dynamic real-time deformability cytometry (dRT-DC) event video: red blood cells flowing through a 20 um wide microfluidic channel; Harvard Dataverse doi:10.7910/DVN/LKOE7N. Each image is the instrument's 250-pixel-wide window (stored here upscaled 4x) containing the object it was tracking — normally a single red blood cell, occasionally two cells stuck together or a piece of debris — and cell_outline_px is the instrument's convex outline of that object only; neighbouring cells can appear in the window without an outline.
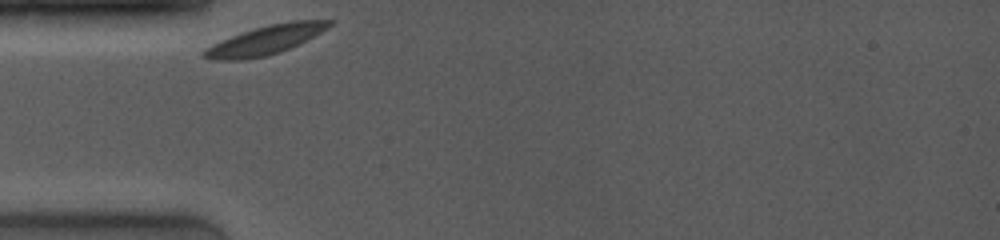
{"species": "common noctule bat (a hibernating species)", "species_latin": "Nyctalus noctula", "temperature_condition": "room temperature", "stored_images_in_passage": 20, "camera_frame_rate_fps": 4000, "um_per_image_px": 0.085, "animal": {"sex": "female", "body_mass_g": 19.0, "forearm_length_mm": 53.3}, "frame": {"image": 1, "passage_image": 1, "time_ms": 0.0, "image_size_px": [1000, 240], "cell_outline_px": [[332, 24], [320, 32], [288, 48], [264, 56], [244, 60], [212, 60], [200, 56], [200, 52], [204, 48], [212, 44], [240, 32], [268, 24], [292, 20], [332, 20]], "centroid_in_image_um": [22.44, 3.4], "position_along_channel_um": 62.6, "area_um2": 20.92}}
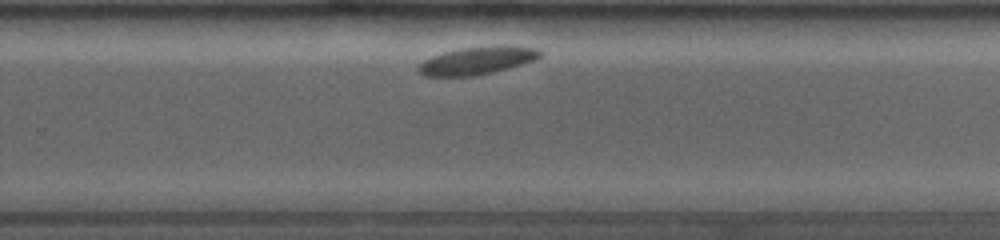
{"frame": {"image": 2, "passage_image": 14, "time_ms": 6.5, "image_size_px": [1000, 240], "cell_outline_px": [[544, 52], [536, 60], [492, 72], [472, 76], [424, 76], [416, 72], [416, 68], [424, 60], [432, 56], [444, 52], [460, 48], [492, 44], [508, 44], [540, 48]], "centroid_in_image_um": [40.6, 5.11], "position_along_channel_um": 289.2, "area_um2": 20.23}}
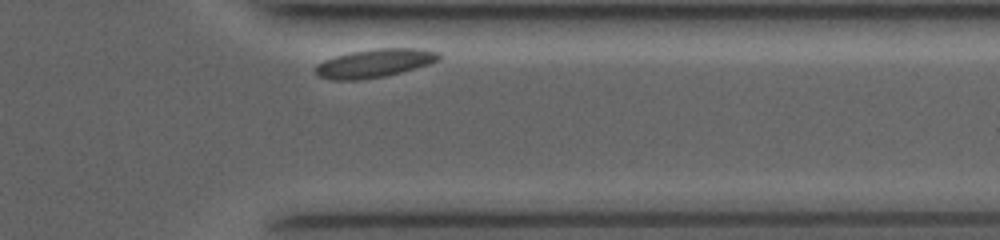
{"frame": {"image": 3, "passage_image": 19, "time_ms": 9.0, "image_size_px": [1000, 240], "cell_outline_px": [[440, 60], [428, 64], [400, 72], [384, 76], [360, 80], [332, 80], [316, 76], [316, 64], [324, 60], [348, 52], [376, 48], [424, 48], [440, 52]], "centroid_in_image_um": [31.83, 5.36], "position_along_channel_um": 379.6, "area_um2": 20.58}, "authors_computed_cell_mechanics": {"area_um2": 20.5479, "velocity_mm_per_s": 3.5142, "shape_relaxation_time_tau1_ms": 0.7781, "shape_relaxation_time_tau2_ms": null, "deformation_change_tau1": 0.0305, "deformation_change_tau2": null}}